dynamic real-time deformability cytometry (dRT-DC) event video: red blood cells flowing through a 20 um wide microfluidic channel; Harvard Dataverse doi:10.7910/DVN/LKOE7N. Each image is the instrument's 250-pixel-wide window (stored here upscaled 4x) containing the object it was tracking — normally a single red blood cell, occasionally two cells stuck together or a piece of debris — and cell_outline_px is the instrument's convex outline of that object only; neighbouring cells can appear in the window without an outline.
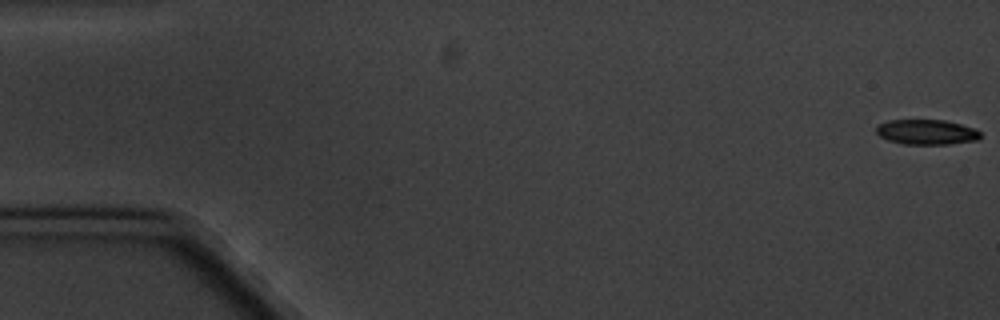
{"species": "common noctule bat (a hibernating species)", "species_latin": "Nyctalus noctula", "temperature_condition": "cold", "stored_images_in_passage": 6, "segment_of_instrument_passage": [1, 2], "camera_frame_rate_fps": 3000, "um_per_image_px": 0.085, "animal": {"sex": "male", "body_mass_g": 20.1, "forearm_length_mm": 53.5}, "frame": {"image": 1, "passage_image": 1, "time_ms": 0.0, "image_size_px": [1000, 320], "cell_outline_px": [[980, 136], [976, 140], [948, 144], [904, 144], [888, 140], [880, 136], [876, 132], [876, 128], [880, 124], [888, 120], [944, 120], [960, 124], [972, 128], [980, 132]], "centroid_in_image_um": [78.73, 11.22], "position_along_channel_um": 6.3, "area_um2": 14.97}}
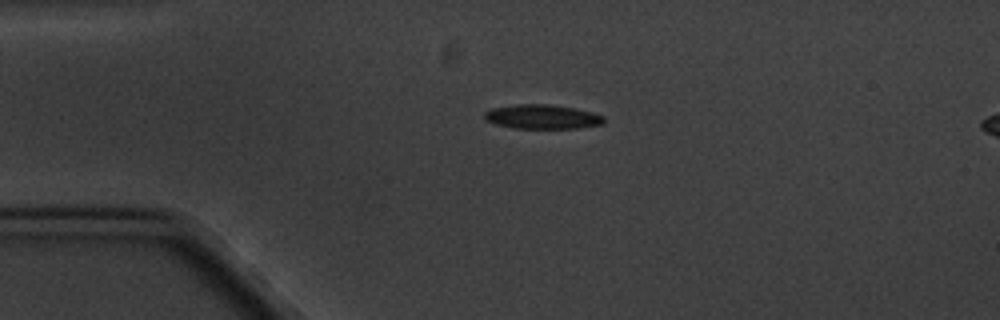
{"frame": {"image": 2, "passage_image": 4, "time_ms": 4.333, "image_size_px": [1000, 320], "cell_outline_px": [[604, 124], [580, 128], [516, 128], [496, 124], [484, 120], [484, 112], [492, 108], [516, 104], [548, 104], [576, 108], [592, 112], [604, 116]], "centroid_in_image_um": [46.1, 9.92], "position_along_channel_um": 38.9, "area_um2": 16.99}}